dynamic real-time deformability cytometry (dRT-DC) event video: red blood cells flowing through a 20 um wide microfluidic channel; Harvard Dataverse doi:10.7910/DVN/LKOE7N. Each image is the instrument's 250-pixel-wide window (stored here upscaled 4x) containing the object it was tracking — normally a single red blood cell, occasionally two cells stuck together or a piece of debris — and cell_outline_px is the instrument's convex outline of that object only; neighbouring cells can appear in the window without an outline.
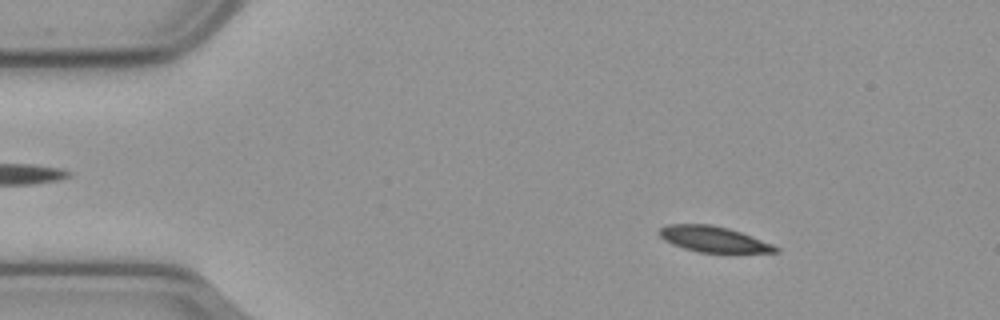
{"species": "common noctule bat (a hibernating species)", "species_latin": "Nyctalus noctula", "temperature_condition": "cold", "stored_images_in_passage": 57, "camera_frame_rate_fps": 3000, "um_per_image_px": 0.085, "animal": {"sex": "male", "body_mass_g": 23.1, "forearm_length_mm": 52.7}, "frame": {"image": 1, "passage_image": 8, "time_ms": 2.333, "image_size_px": [1000, 320], "cell_outline_px": [[780, 252], [700, 252], [684, 248], [672, 244], [664, 240], [656, 232], [660, 228], [668, 224], [712, 224], [728, 228], [740, 232], [772, 244], [780, 248]], "centroid_in_image_um": [60.6, 20.32], "position_along_channel_um": 24.4, "area_um2": 17.28}}
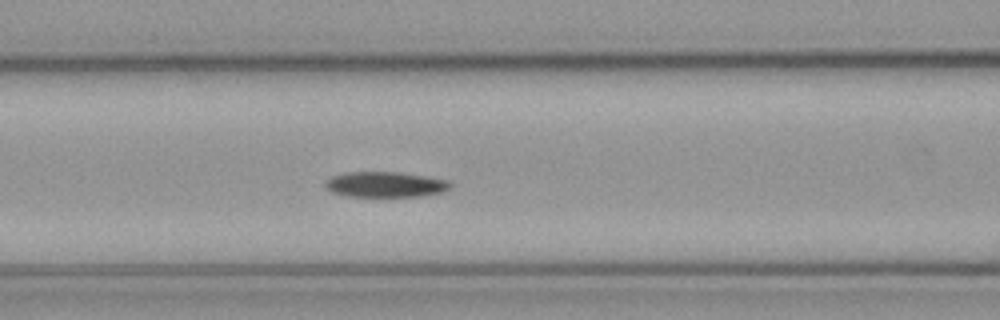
{"frame": {"image": 2, "passage_image": 23, "time_ms": 7.333, "image_size_px": [1000, 320], "cell_outline_px": [[452, 188], [440, 192], [420, 196], [348, 196], [332, 192], [324, 184], [332, 176], [348, 172], [396, 172], [428, 176], [448, 180], [452, 184]], "centroid_in_image_um": [32.8, 15.67], "position_along_channel_um": 133.8, "area_um2": 18.38}}
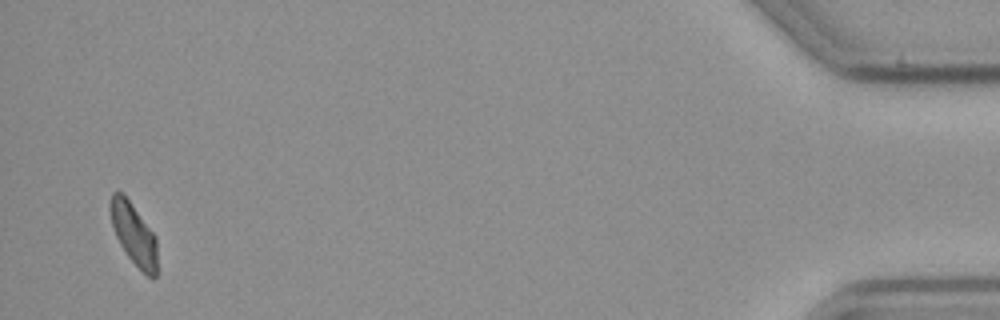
{"frame": {"image": 3, "passage_image": 55, "time_ms": 18.0, "image_size_px": [1000, 320], "cell_outline_px": [[156, 276], [152, 280], [128, 256], [120, 244], [116, 236], [112, 224], [108, 208], [112, 192], [124, 192], [156, 236]], "centroid_in_image_um": [11.35, 19.83], "position_along_channel_um": 423.9, "area_um2": 16.88}, "authors_computed_cell_mechanics": {"area_um2": 18.3804, "velocity_mm_per_s": 3.5878, "shape_relaxation_time_tau1_ms": 6.8541, "shape_relaxation_time_tau2_ms": null, "deformation_change_tau1": 0.1271, "deformation_change_tau2": null}}